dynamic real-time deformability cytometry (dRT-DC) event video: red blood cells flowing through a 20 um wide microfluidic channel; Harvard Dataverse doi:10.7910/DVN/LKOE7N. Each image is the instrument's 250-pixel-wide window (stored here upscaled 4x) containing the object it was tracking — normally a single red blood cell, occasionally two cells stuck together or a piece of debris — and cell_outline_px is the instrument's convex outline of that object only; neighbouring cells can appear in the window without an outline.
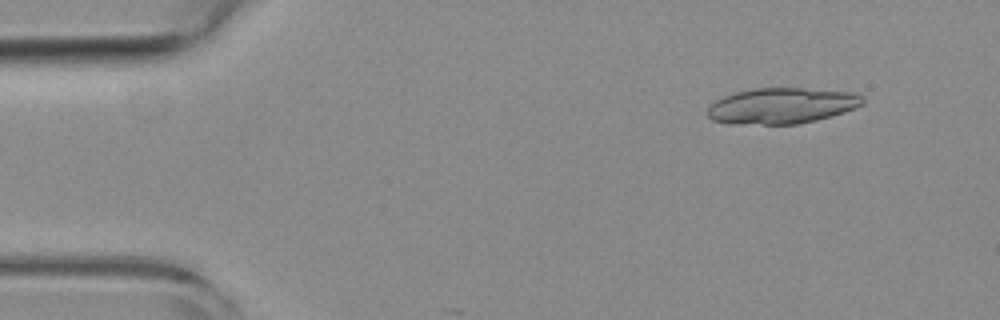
{"species": "common noctule bat (a hibernating species)", "species_latin": "Nyctalus noctula", "temperature_condition": "room temperature", "stored_images_in_passage": 16, "camera_frame_rate_fps": 3000, "um_per_image_px": 0.085, "animal": {"sex": "female", "body_mass_g": 19.3, "forearm_length_mm": 54.1}, "frame": {"image": 1, "passage_image": 3, "time_ms": 0.667, "image_size_px": [1000, 320], "cell_outline_px": [[864, 104], [856, 108], [844, 112], [816, 120], [800, 124], [728, 124], [712, 120], [708, 116], [708, 108], [716, 100], [724, 96], [736, 92], [756, 88], [800, 88], [852, 92], [864, 96]], "centroid_in_image_um": [66.46, 9.0], "position_along_channel_um": 18.5, "area_um2": 32.48}}